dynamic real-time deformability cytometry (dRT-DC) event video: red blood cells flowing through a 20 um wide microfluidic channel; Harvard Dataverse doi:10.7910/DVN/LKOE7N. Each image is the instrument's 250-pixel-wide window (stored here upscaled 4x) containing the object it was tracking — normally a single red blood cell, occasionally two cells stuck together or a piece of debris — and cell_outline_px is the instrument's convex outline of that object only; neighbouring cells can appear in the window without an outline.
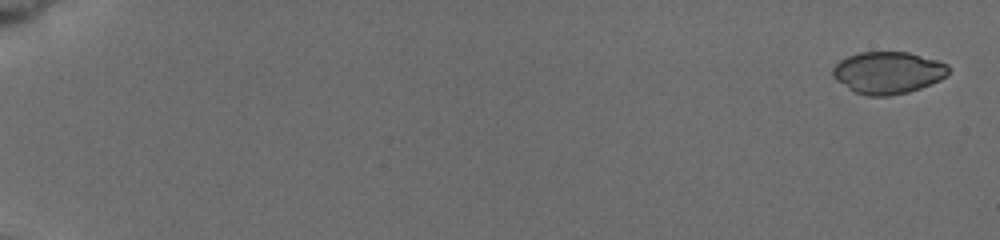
{"species": "common noctule bat (a hibernating species)", "species_latin": "Nyctalus noctula", "temperature_condition": "cold", "stored_images_in_passage": 10, "camera_frame_rate_fps": 3000, "um_per_image_px": 0.085, "animal": {"sex": "female", "body_mass_g": 19.5, "forearm_length_mm": 54.1}, "frame": {"image": 1, "passage_image": 1, "time_ms": 0.0, "image_size_px": [1000, 240], "cell_outline_px": [[948, 72], [940, 80], [920, 88], [908, 92], [888, 96], [868, 96], [856, 92], [848, 88], [836, 80], [832, 72], [832, 68], [840, 60], [848, 56], [860, 52], [908, 52], [936, 60], [948, 64]], "centroid_in_image_um": [75.46, 6.17], "position_along_channel_um": 9.5, "area_um2": 28.15}}
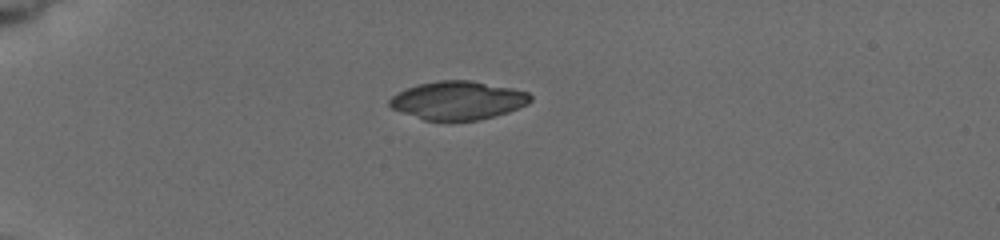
{"frame": {"image": 2, "passage_image": 6, "time_ms": 5.0, "image_size_px": [1000, 240], "cell_outline_px": [[532, 100], [528, 104], [508, 112], [476, 120], [424, 120], [392, 108], [388, 104], [388, 100], [392, 96], [416, 84], [436, 80], [472, 80], [512, 88], [528, 92], [532, 96]], "centroid_in_image_um": [38.94, 8.52], "position_along_channel_um": 46.1, "area_um2": 31.39}}